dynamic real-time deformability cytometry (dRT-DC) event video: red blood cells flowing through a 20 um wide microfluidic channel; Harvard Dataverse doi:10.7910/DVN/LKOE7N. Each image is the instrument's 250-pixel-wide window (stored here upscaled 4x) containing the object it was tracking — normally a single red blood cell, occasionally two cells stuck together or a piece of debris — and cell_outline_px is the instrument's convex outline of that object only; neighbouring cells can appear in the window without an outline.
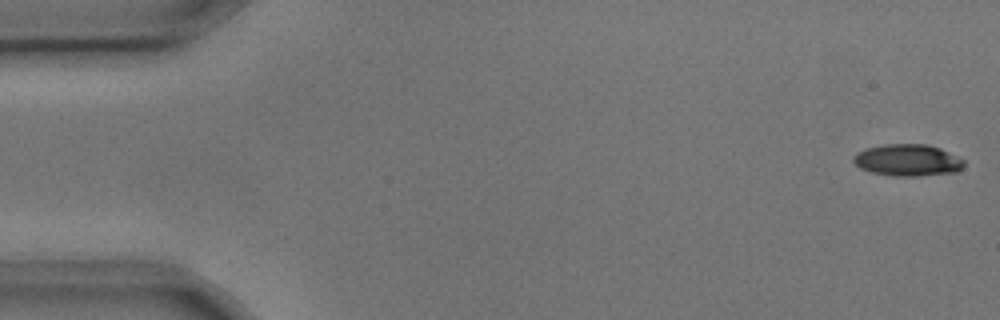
{"species": "common noctule bat (a hibernating species)", "species_latin": "Nyctalus noctula", "temperature_condition": "cold", "stored_images_in_passage": 4, "camera_frame_rate_fps": 3000, "um_per_image_px": 0.085, "animal": {"sex": "male", "body_mass_g": 17.9, "forearm_length_mm": 54.2}, "frame": {"image": 1, "passage_image": 1, "time_ms": 0.0, "image_size_px": [1000, 320], "cell_outline_px": [[964, 164], [956, 172], [920, 176], [896, 176], [872, 172], [860, 168], [852, 160], [852, 156], [868, 148], [884, 144], [928, 144], [940, 148], [964, 160]], "centroid_in_image_um": [77.15, 13.61], "position_along_channel_um": 7.8, "area_um2": 20.29}}
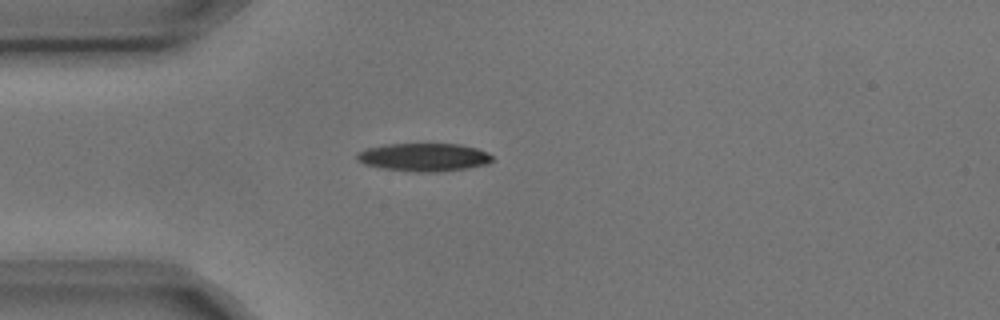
{"frame": {"image": 2, "passage_image": 4, "time_ms": 1.0, "image_size_px": [1000, 320], "cell_outline_px": [[492, 160], [488, 164], [468, 168], [436, 172], [416, 172], [380, 168], [364, 164], [356, 160], [356, 152], [364, 148], [384, 144], [460, 144], [476, 148], [488, 152], [492, 156]], "centroid_in_image_um": [35.99, 13.36], "position_along_channel_um": 49.0, "area_um2": 22.43}}